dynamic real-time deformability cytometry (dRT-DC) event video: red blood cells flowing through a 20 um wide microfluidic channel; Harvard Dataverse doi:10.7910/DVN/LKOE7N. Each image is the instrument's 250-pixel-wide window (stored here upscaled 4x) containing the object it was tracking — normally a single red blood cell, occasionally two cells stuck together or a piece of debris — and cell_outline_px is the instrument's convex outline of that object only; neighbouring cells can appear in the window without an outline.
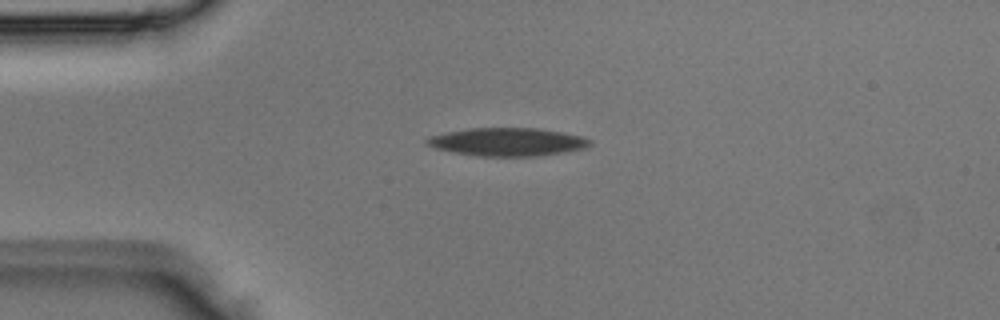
{"species": "Egyptian fruit bat (a non-hibernating species)", "species_latin": "Rousettus aegyptiacus", "temperature_condition": "room temperature", "stored_images_in_passage": 1, "camera_frame_rate_fps": 3000, "um_per_image_px": 0.085, "animal": {"sex": "male"}, "frame": {"image": 1, "passage_image": 1, "time_ms": 0.0, "image_size_px": [1000, 320], "cell_outline_px": [[592, 144], [584, 148], [536, 156], [480, 156], [452, 152], [436, 148], [424, 144], [424, 140], [428, 136], [448, 132], [472, 128], [540, 128], [564, 132], [580, 136], [592, 140]], "centroid_in_image_um": [43.1, 12.05], "position_along_channel_um": 41.9, "area_um2": 26.65}}